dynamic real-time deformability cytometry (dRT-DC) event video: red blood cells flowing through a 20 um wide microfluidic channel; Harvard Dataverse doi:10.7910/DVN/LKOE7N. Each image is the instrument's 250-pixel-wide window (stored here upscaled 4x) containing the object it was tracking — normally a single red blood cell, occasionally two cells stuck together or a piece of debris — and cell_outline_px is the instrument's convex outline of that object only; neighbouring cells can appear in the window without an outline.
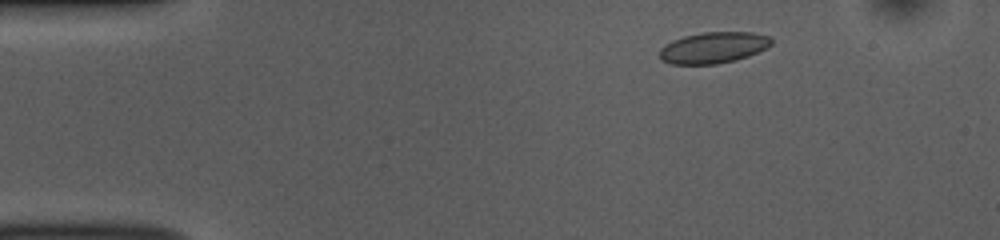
{"species": "common noctule bat (a hibernating species)", "species_latin": "Nyctalus noctula", "temperature_condition": "room temperature", "stored_images_in_passage": 49, "camera_frame_rate_fps": 3000, "um_per_image_px": 0.085, "animal": {"sex": "female", "body_mass_g": 10.0, "forearm_length_mm": 53.1}, "frame": {"image": 1, "passage_image": 5, "time_ms": 1.333, "image_size_px": [1000, 240], "cell_outline_px": [[772, 44], [768, 48], [748, 56], [736, 60], [716, 64], [668, 64], [660, 60], [660, 48], [664, 44], [672, 40], [684, 36], [704, 32], [752, 32], [772, 36]], "centroid_in_image_um": [60.65, 4.05], "position_along_channel_um": 24.4, "area_um2": 20.63}}
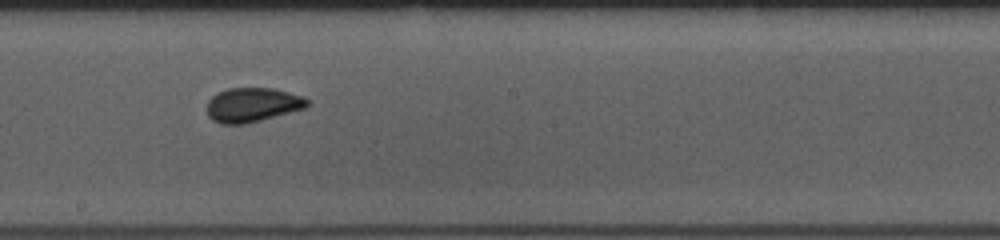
{"frame": {"image": 2, "passage_image": 26, "time_ms": 8.333, "image_size_px": [1000, 240], "cell_outline_px": [[308, 104], [304, 108], [260, 120], [244, 124], [220, 124], [212, 120], [208, 116], [208, 100], [212, 96], [228, 88], [276, 88], [304, 96], [308, 100]], "centroid_in_image_um": [21.45, 8.9], "position_along_channel_um": 226.7, "area_um2": 19.94}}
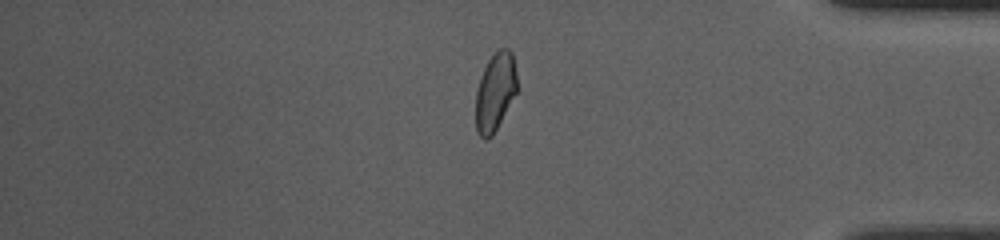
{"frame": {"image": 3, "passage_image": 41, "time_ms": 13.333, "image_size_px": [1000, 240], "cell_outline_px": [[516, 92], [492, 136], [484, 140], [476, 132], [476, 92], [480, 76], [488, 60], [500, 48], [508, 48], [512, 52], [516, 72]], "centroid_in_image_um": [42.07, 7.8], "position_along_channel_um": 393.1, "area_um2": 18.55}, "authors_computed_cell_mechanics": {"area_um2": 19.7098, "velocity_mm_per_s": 3.848, "shape_relaxation_time_tau1_ms": 7.5003, "shape_relaxation_time_tau2_ms": 0.6623, "deformation_change_tau1": 0.1539, "deformation_change_tau2": 0.0501}}